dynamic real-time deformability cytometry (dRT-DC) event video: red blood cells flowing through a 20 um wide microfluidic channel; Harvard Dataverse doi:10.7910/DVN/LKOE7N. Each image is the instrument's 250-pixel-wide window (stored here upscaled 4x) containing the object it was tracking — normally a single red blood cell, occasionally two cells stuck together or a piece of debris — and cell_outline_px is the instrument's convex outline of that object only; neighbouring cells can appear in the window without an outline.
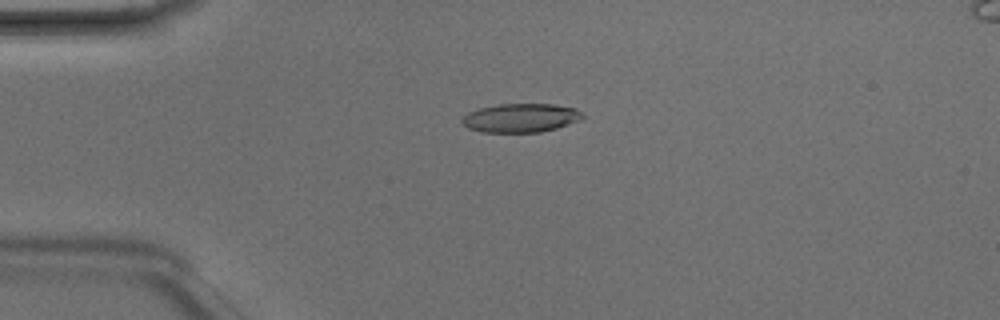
{"species": "Egyptian fruit bat (a non-hibernating species)", "species_latin": "Rousettus aegyptiacus", "temperature_condition": "room temperature", "stored_images_in_passage": 48, "camera_frame_rate_fps": 3000, "um_per_image_px": 0.085, "animal": {"sex": "male"}, "frame": {"image": 1, "passage_image": 12, "time_ms": 3.667, "image_size_px": [1000, 320], "cell_outline_px": [[584, 116], [580, 120], [556, 128], [540, 132], [480, 132], [468, 128], [460, 120], [468, 112], [480, 108], [500, 104], [552, 104], [576, 108]], "centroid_in_image_um": [44.25, 10.02], "position_along_channel_um": 40.8, "area_um2": 20.11}}
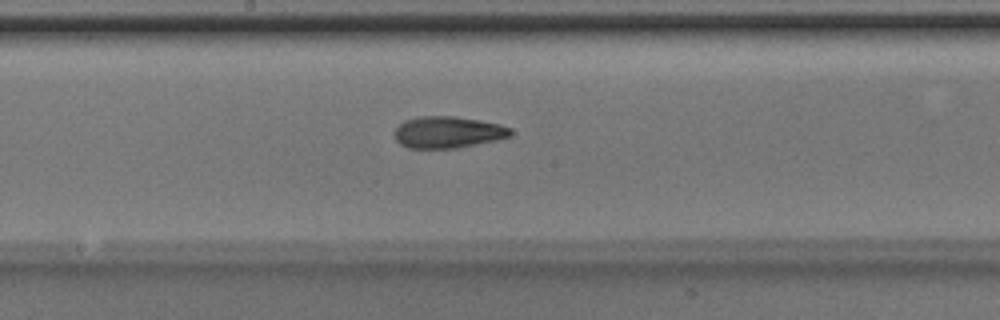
{"frame": {"image": 2, "passage_image": 26, "time_ms": 8.333, "image_size_px": [1000, 320], "cell_outline_px": [[512, 132], [508, 136], [496, 140], [456, 148], [408, 148], [400, 144], [396, 140], [392, 132], [404, 120], [416, 116], [456, 116], [480, 120], [500, 124], [512, 128]], "centroid_in_image_um": [38.03, 11.23], "position_along_channel_um": 210.2, "area_um2": 21.56}}
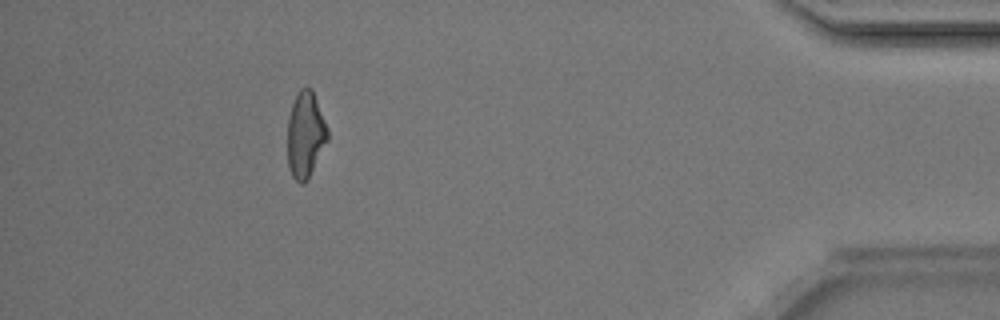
{"frame": {"image": 3, "passage_image": 44, "time_ms": 14.333, "image_size_px": [1000, 320], "cell_outline_px": [[328, 140], [308, 180], [304, 184], [300, 184], [292, 176], [288, 168], [288, 116], [292, 104], [300, 88], [312, 88], [328, 128]], "centroid_in_image_um": [25.97, 11.48], "position_along_channel_um": 409.2, "area_um2": 20.23}, "authors_computed_cell_mechanics": {"area_um2": 20.808, "velocity_mm_per_s": 4.2301, "shape_relaxation_time_tau1_ms": 4.7541, "shape_relaxation_time_tau2_ms": 3.0513, "deformation_change_tau1": 0.1491, "deformation_change_tau2": 0.1138}}